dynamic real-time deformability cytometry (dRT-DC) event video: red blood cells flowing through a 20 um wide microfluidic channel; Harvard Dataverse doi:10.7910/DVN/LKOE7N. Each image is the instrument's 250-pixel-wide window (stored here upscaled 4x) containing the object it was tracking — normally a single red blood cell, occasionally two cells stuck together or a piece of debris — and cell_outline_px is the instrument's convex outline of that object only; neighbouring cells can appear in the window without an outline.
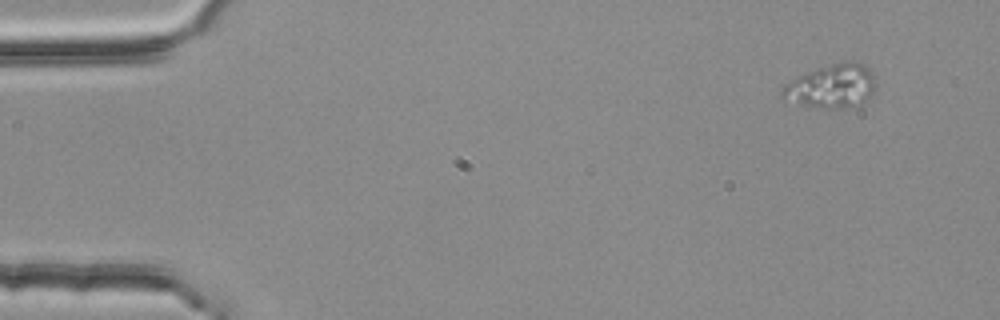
{"species": "common noctule bat (a hibernating species)", "species_latin": "Nyctalus noctula", "temperature_condition": "room temperature", "stored_images_in_passage": 3, "camera_frame_rate_fps": 3000, "um_per_image_px": 0.085, "animal": {"sex": "female", "body_mass_g": 25.1}, "frame": {"image": 1, "passage_image": 1, "time_ms": 0.0, "image_size_px": [1000, 320], "cell_outline_px": [[876, 88], [872, 96], [860, 104], [828, 108], [820, 108], [780, 100], [780, 92], [792, 80], [808, 72], [844, 60], [864, 64], [872, 72], [876, 84]], "centroid_in_image_um": [70.71, 7.33], "position_along_channel_um": 14.3, "area_um2": 23.58}}